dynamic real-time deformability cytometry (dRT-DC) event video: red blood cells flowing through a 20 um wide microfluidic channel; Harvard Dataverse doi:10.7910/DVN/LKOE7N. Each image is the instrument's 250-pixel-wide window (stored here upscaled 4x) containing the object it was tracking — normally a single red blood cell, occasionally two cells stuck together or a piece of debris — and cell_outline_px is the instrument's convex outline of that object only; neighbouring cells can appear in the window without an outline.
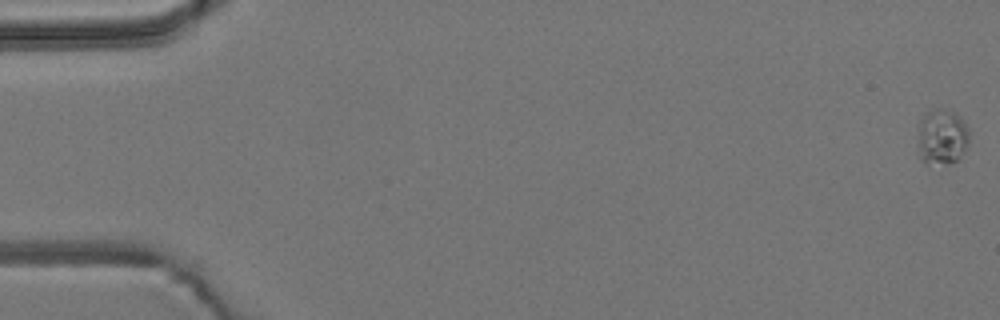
{"species": "common noctule bat (a hibernating species)", "species_latin": "Nyctalus noctula", "temperature_condition": "room temperature", "stored_images_in_passage": 55, "camera_frame_rate_fps": 3000, "um_per_image_px": 0.085, "animal": {"sex": "male", "body_mass_g": 19.2, "forearm_length_mm": 51.8}, "frame": {"image": 1, "passage_image": 1, "time_ms": 0.0, "image_size_px": [1000, 320], "cell_outline_px": [[968, 148], [956, 160], [948, 164], [924, 160], [920, 156], [920, 120], [924, 112], [936, 108], [940, 108], [952, 112], [960, 116], [968, 128]], "centroid_in_image_um": [80.12, 11.58], "position_along_channel_um": 4.9, "area_um2": 16.18}}
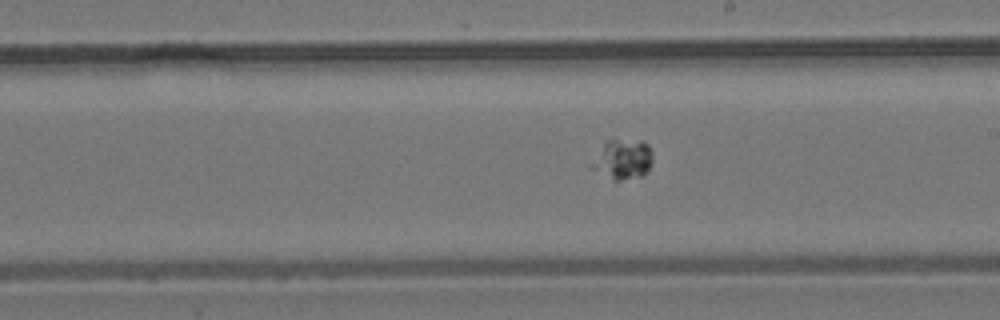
{"frame": {"image": 2, "passage_image": 32, "time_ms": 10.333, "image_size_px": [1000, 320], "cell_outline_px": [[652, 164], [648, 172], [644, 176], [620, 180], [612, 180], [592, 168], [588, 164], [604, 140], [644, 140], [648, 144], [652, 152]], "centroid_in_image_um": [52.92, 13.53], "position_along_channel_um": 236.1, "area_um2": 14.68}}
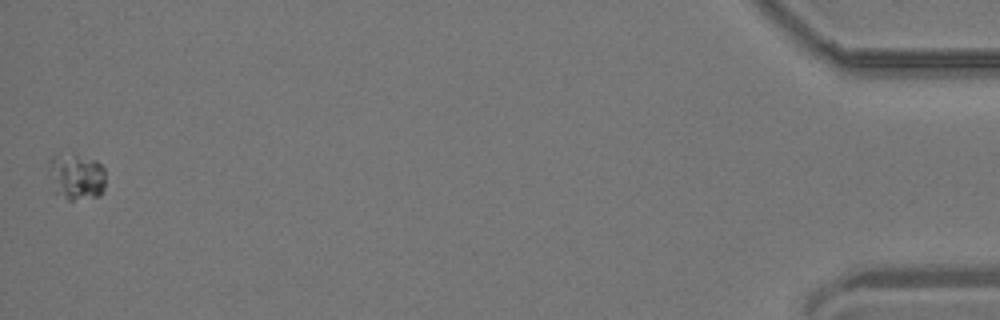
{"frame": {"image": 3, "passage_image": 55, "time_ms": 18.0, "image_size_px": [1000, 320], "cell_outline_px": [[104, 192], [100, 196], [72, 200], [68, 200], [52, 192], [48, 168], [52, 156], [56, 152], [72, 152], [96, 160], [104, 168]], "centroid_in_image_um": [6.44, 14.98], "position_along_channel_um": 428.8, "area_um2": 16.07}}